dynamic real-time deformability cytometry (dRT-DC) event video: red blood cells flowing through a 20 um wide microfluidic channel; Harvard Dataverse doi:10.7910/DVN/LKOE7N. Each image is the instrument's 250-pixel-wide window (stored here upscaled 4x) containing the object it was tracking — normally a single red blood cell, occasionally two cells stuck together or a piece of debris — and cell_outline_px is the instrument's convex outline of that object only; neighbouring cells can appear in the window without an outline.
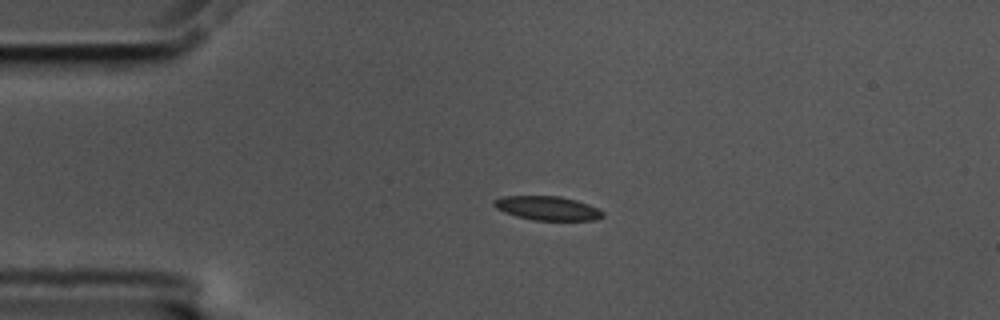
{"species": "common noctule bat (a hibernating species)", "species_latin": "Nyctalus noctula", "temperature_condition": "cold", "stored_images_in_passage": 2, "camera_frame_rate_fps": 3000, "um_per_image_px": 0.085, "animal": {"sex": "male", "body_mass_g": 17.5, "forearm_length_mm": 52.3}, "frame": {"image": 1, "passage_image": 1, "time_ms": 0.0, "image_size_px": [1000, 320], "cell_outline_px": [[604, 216], [596, 220], [532, 220], [516, 216], [504, 212], [496, 208], [492, 204], [492, 200], [504, 196], [560, 196], [576, 200], [588, 204], [604, 212]], "centroid_in_image_um": [46.51, 17.69], "position_along_channel_um": 38.5, "area_um2": 15.26}}